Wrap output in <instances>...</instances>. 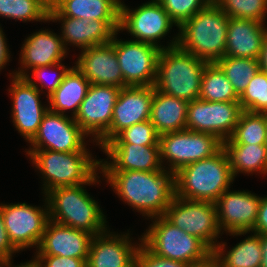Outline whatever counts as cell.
Wrapping results in <instances>:
<instances>
[{"label":"cell","mask_w":267,"mask_h":267,"mask_svg":"<svg viewBox=\"0 0 267 267\" xmlns=\"http://www.w3.org/2000/svg\"><path fill=\"white\" fill-rule=\"evenodd\" d=\"M102 149L108 154L111 163L100 161L102 171H144L163 170L159 146L136 144H105Z\"/></svg>","instance_id":"obj_21"},{"label":"cell","mask_w":267,"mask_h":267,"mask_svg":"<svg viewBox=\"0 0 267 267\" xmlns=\"http://www.w3.org/2000/svg\"><path fill=\"white\" fill-rule=\"evenodd\" d=\"M35 260L39 263L40 267H87V259L74 257L36 255Z\"/></svg>","instance_id":"obj_41"},{"label":"cell","mask_w":267,"mask_h":267,"mask_svg":"<svg viewBox=\"0 0 267 267\" xmlns=\"http://www.w3.org/2000/svg\"><path fill=\"white\" fill-rule=\"evenodd\" d=\"M93 234L49 220L37 255L87 259Z\"/></svg>","instance_id":"obj_20"},{"label":"cell","mask_w":267,"mask_h":267,"mask_svg":"<svg viewBox=\"0 0 267 267\" xmlns=\"http://www.w3.org/2000/svg\"><path fill=\"white\" fill-rule=\"evenodd\" d=\"M66 49L62 38L47 30L29 36L21 50V63L24 68H38L54 65L65 57Z\"/></svg>","instance_id":"obj_26"},{"label":"cell","mask_w":267,"mask_h":267,"mask_svg":"<svg viewBox=\"0 0 267 267\" xmlns=\"http://www.w3.org/2000/svg\"><path fill=\"white\" fill-rule=\"evenodd\" d=\"M136 267H187V264L156 256L141 243L136 255Z\"/></svg>","instance_id":"obj_39"},{"label":"cell","mask_w":267,"mask_h":267,"mask_svg":"<svg viewBox=\"0 0 267 267\" xmlns=\"http://www.w3.org/2000/svg\"><path fill=\"white\" fill-rule=\"evenodd\" d=\"M221 148L222 141L208 133L182 130L159 136L161 165L167 158L174 174L188 164L211 157Z\"/></svg>","instance_id":"obj_9"},{"label":"cell","mask_w":267,"mask_h":267,"mask_svg":"<svg viewBox=\"0 0 267 267\" xmlns=\"http://www.w3.org/2000/svg\"><path fill=\"white\" fill-rule=\"evenodd\" d=\"M176 26L190 19L195 13L201 11L212 0H157Z\"/></svg>","instance_id":"obj_38"},{"label":"cell","mask_w":267,"mask_h":267,"mask_svg":"<svg viewBox=\"0 0 267 267\" xmlns=\"http://www.w3.org/2000/svg\"><path fill=\"white\" fill-rule=\"evenodd\" d=\"M253 231L261 236H267V197H261L258 217Z\"/></svg>","instance_id":"obj_43"},{"label":"cell","mask_w":267,"mask_h":267,"mask_svg":"<svg viewBox=\"0 0 267 267\" xmlns=\"http://www.w3.org/2000/svg\"><path fill=\"white\" fill-rule=\"evenodd\" d=\"M1 213L8 238L19 251L31 246L39 247L49 219L47 209L33 207L26 203L1 204ZM47 210V211H46Z\"/></svg>","instance_id":"obj_13"},{"label":"cell","mask_w":267,"mask_h":267,"mask_svg":"<svg viewBox=\"0 0 267 267\" xmlns=\"http://www.w3.org/2000/svg\"><path fill=\"white\" fill-rule=\"evenodd\" d=\"M49 9L53 8L59 0H40Z\"/></svg>","instance_id":"obj_49"},{"label":"cell","mask_w":267,"mask_h":267,"mask_svg":"<svg viewBox=\"0 0 267 267\" xmlns=\"http://www.w3.org/2000/svg\"><path fill=\"white\" fill-rule=\"evenodd\" d=\"M153 86H126L120 89L108 131L98 140L103 147L124 129L149 120Z\"/></svg>","instance_id":"obj_17"},{"label":"cell","mask_w":267,"mask_h":267,"mask_svg":"<svg viewBox=\"0 0 267 267\" xmlns=\"http://www.w3.org/2000/svg\"><path fill=\"white\" fill-rule=\"evenodd\" d=\"M113 35V47L127 86H154L161 49L140 41H120Z\"/></svg>","instance_id":"obj_11"},{"label":"cell","mask_w":267,"mask_h":267,"mask_svg":"<svg viewBox=\"0 0 267 267\" xmlns=\"http://www.w3.org/2000/svg\"><path fill=\"white\" fill-rule=\"evenodd\" d=\"M0 267H11V261H4V262H0ZM16 267H40L39 263L34 259L31 262L28 263H24L16 266Z\"/></svg>","instance_id":"obj_47"},{"label":"cell","mask_w":267,"mask_h":267,"mask_svg":"<svg viewBox=\"0 0 267 267\" xmlns=\"http://www.w3.org/2000/svg\"><path fill=\"white\" fill-rule=\"evenodd\" d=\"M266 123H267V113H266ZM265 145H266V147H267V137H266Z\"/></svg>","instance_id":"obj_50"},{"label":"cell","mask_w":267,"mask_h":267,"mask_svg":"<svg viewBox=\"0 0 267 267\" xmlns=\"http://www.w3.org/2000/svg\"><path fill=\"white\" fill-rule=\"evenodd\" d=\"M120 89L111 85L90 84L74 120L87 135L95 136L94 140L98 141L110 128Z\"/></svg>","instance_id":"obj_16"},{"label":"cell","mask_w":267,"mask_h":267,"mask_svg":"<svg viewBox=\"0 0 267 267\" xmlns=\"http://www.w3.org/2000/svg\"><path fill=\"white\" fill-rule=\"evenodd\" d=\"M262 254L261 267H267V236H262Z\"/></svg>","instance_id":"obj_48"},{"label":"cell","mask_w":267,"mask_h":267,"mask_svg":"<svg viewBox=\"0 0 267 267\" xmlns=\"http://www.w3.org/2000/svg\"><path fill=\"white\" fill-rule=\"evenodd\" d=\"M102 171L117 195L148 217L163 216L175 196L174 173Z\"/></svg>","instance_id":"obj_1"},{"label":"cell","mask_w":267,"mask_h":267,"mask_svg":"<svg viewBox=\"0 0 267 267\" xmlns=\"http://www.w3.org/2000/svg\"><path fill=\"white\" fill-rule=\"evenodd\" d=\"M5 36L2 32V29L0 27V70L3 69V66L7 64V62L10 59L9 49L7 48V44L5 42Z\"/></svg>","instance_id":"obj_45"},{"label":"cell","mask_w":267,"mask_h":267,"mask_svg":"<svg viewBox=\"0 0 267 267\" xmlns=\"http://www.w3.org/2000/svg\"><path fill=\"white\" fill-rule=\"evenodd\" d=\"M260 70L267 73V29L264 36L263 47L259 56Z\"/></svg>","instance_id":"obj_46"},{"label":"cell","mask_w":267,"mask_h":267,"mask_svg":"<svg viewBox=\"0 0 267 267\" xmlns=\"http://www.w3.org/2000/svg\"><path fill=\"white\" fill-rule=\"evenodd\" d=\"M163 216L187 234L199 238L210 250L216 248L213 240L219 236L220 229L215 203L174 196Z\"/></svg>","instance_id":"obj_8"},{"label":"cell","mask_w":267,"mask_h":267,"mask_svg":"<svg viewBox=\"0 0 267 267\" xmlns=\"http://www.w3.org/2000/svg\"><path fill=\"white\" fill-rule=\"evenodd\" d=\"M33 164L44 176V192L60 187L94 184L100 161L88 152H57L53 150H28Z\"/></svg>","instance_id":"obj_6"},{"label":"cell","mask_w":267,"mask_h":267,"mask_svg":"<svg viewBox=\"0 0 267 267\" xmlns=\"http://www.w3.org/2000/svg\"><path fill=\"white\" fill-rule=\"evenodd\" d=\"M229 18L265 21L267 0H212Z\"/></svg>","instance_id":"obj_36"},{"label":"cell","mask_w":267,"mask_h":267,"mask_svg":"<svg viewBox=\"0 0 267 267\" xmlns=\"http://www.w3.org/2000/svg\"><path fill=\"white\" fill-rule=\"evenodd\" d=\"M187 267H221V261L217 253L211 250L203 258L187 264Z\"/></svg>","instance_id":"obj_44"},{"label":"cell","mask_w":267,"mask_h":267,"mask_svg":"<svg viewBox=\"0 0 267 267\" xmlns=\"http://www.w3.org/2000/svg\"><path fill=\"white\" fill-rule=\"evenodd\" d=\"M216 64L224 72L238 96L243 93L251 78L260 70L259 60L253 58L224 56Z\"/></svg>","instance_id":"obj_33"},{"label":"cell","mask_w":267,"mask_h":267,"mask_svg":"<svg viewBox=\"0 0 267 267\" xmlns=\"http://www.w3.org/2000/svg\"><path fill=\"white\" fill-rule=\"evenodd\" d=\"M85 135L87 134L76 123L74 117L70 119L65 114L48 110L36 135L29 142L33 147L30 150L88 152L84 146Z\"/></svg>","instance_id":"obj_14"},{"label":"cell","mask_w":267,"mask_h":267,"mask_svg":"<svg viewBox=\"0 0 267 267\" xmlns=\"http://www.w3.org/2000/svg\"><path fill=\"white\" fill-rule=\"evenodd\" d=\"M159 134L150 120L136 123L106 144H136L140 146H159Z\"/></svg>","instance_id":"obj_37"},{"label":"cell","mask_w":267,"mask_h":267,"mask_svg":"<svg viewBox=\"0 0 267 267\" xmlns=\"http://www.w3.org/2000/svg\"><path fill=\"white\" fill-rule=\"evenodd\" d=\"M178 36L160 51L154 89L188 102L199 99L204 69L208 62L178 45Z\"/></svg>","instance_id":"obj_2"},{"label":"cell","mask_w":267,"mask_h":267,"mask_svg":"<svg viewBox=\"0 0 267 267\" xmlns=\"http://www.w3.org/2000/svg\"><path fill=\"white\" fill-rule=\"evenodd\" d=\"M234 180L223 148L174 174L175 196L215 203Z\"/></svg>","instance_id":"obj_4"},{"label":"cell","mask_w":267,"mask_h":267,"mask_svg":"<svg viewBox=\"0 0 267 267\" xmlns=\"http://www.w3.org/2000/svg\"><path fill=\"white\" fill-rule=\"evenodd\" d=\"M18 250L10 242L4 226V220L0 208V262L8 261L12 254Z\"/></svg>","instance_id":"obj_42"},{"label":"cell","mask_w":267,"mask_h":267,"mask_svg":"<svg viewBox=\"0 0 267 267\" xmlns=\"http://www.w3.org/2000/svg\"><path fill=\"white\" fill-rule=\"evenodd\" d=\"M0 16L21 21H50L49 8L40 0H0Z\"/></svg>","instance_id":"obj_34"},{"label":"cell","mask_w":267,"mask_h":267,"mask_svg":"<svg viewBox=\"0 0 267 267\" xmlns=\"http://www.w3.org/2000/svg\"><path fill=\"white\" fill-rule=\"evenodd\" d=\"M267 137L266 113L243 110L233 134L222 144L265 145Z\"/></svg>","instance_id":"obj_32"},{"label":"cell","mask_w":267,"mask_h":267,"mask_svg":"<svg viewBox=\"0 0 267 267\" xmlns=\"http://www.w3.org/2000/svg\"><path fill=\"white\" fill-rule=\"evenodd\" d=\"M199 99L210 102H232L239 101V96L221 68L216 63H208L202 76Z\"/></svg>","instance_id":"obj_31"},{"label":"cell","mask_w":267,"mask_h":267,"mask_svg":"<svg viewBox=\"0 0 267 267\" xmlns=\"http://www.w3.org/2000/svg\"><path fill=\"white\" fill-rule=\"evenodd\" d=\"M89 86L90 82L76 66L69 68L59 88L47 97L51 105L49 110L63 115L66 110H73L75 117Z\"/></svg>","instance_id":"obj_28"},{"label":"cell","mask_w":267,"mask_h":267,"mask_svg":"<svg viewBox=\"0 0 267 267\" xmlns=\"http://www.w3.org/2000/svg\"><path fill=\"white\" fill-rule=\"evenodd\" d=\"M242 110L267 113V73L259 70L239 96Z\"/></svg>","instance_id":"obj_35"},{"label":"cell","mask_w":267,"mask_h":267,"mask_svg":"<svg viewBox=\"0 0 267 267\" xmlns=\"http://www.w3.org/2000/svg\"><path fill=\"white\" fill-rule=\"evenodd\" d=\"M120 0H59L49 9V16L103 20L114 32H119Z\"/></svg>","instance_id":"obj_24"},{"label":"cell","mask_w":267,"mask_h":267,"mask_svg":"<svg viewBox=\"0 0 267 267\" xmlns=\"http://www.w3.org/2000/svg\"><path fill=\"white\" fill-rule=\"evenodd\" d=\"M49 20H62L63 34L61 38L66 50L68 43L79 46L82 50L107 44L115 34L103 20L78 19L66 16H49Z\"/></svg>","instance_id":"obj_25"},{"label":"cell","mask_w":267,"mask_h":267,"mask_svg":"<svg viewBox=\"0 0 267 267\" xmlns=\"http://www.w3.org/2000/svg\"><path fill=\"white\" fill-rule=\"evenodd\" d=\"M233 177L238 172L267 173V147L255 144H222Z\"/></svg>","instance_id":"obj_29"},{"label":"cell","mask_w":267,"mask_h":267,"mask_svg":"<svg viewBox=\"0 0 267 267\" xmlns=\"http://www.w3.org/2000/svg\"><path fill=\"white\" fill-rule=\"evenodd\" d=\"M24 70L14 73L10 94L13 99L12 118L18 132L31 141L36 135L45 113L49 110L41 105L40 89Z\"/></svg>","instance_id":"obj_12"},{"label":"cell","mask_w":267,"mask_h":267,"mask_svg":"<svg viewBox=\"0 0 267 267\" xmlns=\"http://www.w3.org/2000/svg\"><path fill=\"white\" fill-rule=\"evenodd\" d=\"M76 68L90 84L111 85L124 88L123 75L112 40L103 45L92 46L81 51Z\"/></svg>","instance_id":"obj_19"},{"label":"cell","mask_w":267,"mask_h":267,"mask_svg":"<svg viewBox=\"0 0 267 267\" xmlns=\"http://www.w3.org/2000/svg\"><path fill=\"white\" fill-rule=\"evenodd\" d=\"M188 101L154 89L149 120L159 135L186 130Z\"/></svg>","instance_id":"obj_27"},{"label":"cell","mask_w":267,"mask_h":267,"mask_svg":"<svg viewBox=\"0 0 267 267\" xmlns=\"http://www.w3.org/2000/svg\"><path fill=\"white\" fill-rule=\"evenodd\" d=\"M242 111L239 101L195 99L188 103L186 130L215 135L224 142L233 134Z\"/></svg>","instance_id":"obj_10"},{"label":"cell","mask_w":267,"mask_h":267,"mask_svg":"<svg viewBox=\"0 0 267 267\" xmlns=\"http://www.w3.org/2000/svg\"><path fill=\"white\" fill-rule=\"evenodd\" d=\"M266 29L263 22L229 18L224 56L259 59Z\"/></svg>","instance_id":"obj_23"},{"label":"cell","mask_w":267,"mask_h":267,"mask_svg":"<svg viewBox=\"0 0 267 267\" xmlns=\"http://www.w3.org/2000/svg\"><path fill=\"white\" fill-rule=\"evenodd\" d=\"M229 17L211 1L178 28L177 45L208 63H216L226 50Z\"/></svg>","instance_id":"obj_3"},{"label":"cell","mask_w":267,"mask_h":267,"mask_svg":"<svg viewBox=\"0 0 267 267\" xmlns=\"http://www.w3.org/2000/svg\"><path fill=\"white\" fill-rule=\"evenodd\" d=\"M225 244H218L214 251L219 256L221 267H261L262 264V236L254 233L234 246L230 251L223 252Z\"/></svg>","instance_id":"obj_30"},{"label":"cell","mask_w":267,"mask_h":267,"mask_svg":"<svg viewBox=\"0 0 267 267\" xmlns=\"http://www.w3.org/2000/svg\"><path fill=\"white\" fill-rule=\"evenodd\" d=\"M105 233L93 236L87 267H136L139 246L131 245L128 234L118 236Z\"/></svg>","instance_id":"obj_22"},{"label":"cell","mask_w":267,"mask_h":267,"mask_svg":"<svg viewBox=\"0 0 267 267\" xmlns=\"http://www.w3.org/2000/svg\"><path fill=\"white\" fill-rule=\"evenodd\" d=\"M175 22L157 1L147 2L137 9H128L121 2L119 31L126 29L132 36L140 41L159 47L157 40L165 36Z\"/></svg>","instance_id":"obj_15"},{"label":"cell","mask_w":267,"mask_h":267,"mask_svg":"<svg viewBox=\"0 0 267 267\" xmlns=\"http://www.w3.org/2000/svg\"><path fill=\"white\" fill-rule=\"evenodd\" d=\"M61 62L56 63L54 65H46V66H42V67H38V68H33L32 69V76L37 80L40 81L41 83V87H47V92H48V97L56 90L59 88V86L61 85V82L63 81V78L65 76V74L67 73V71L69 70L68 68H66L64 65L60 64ZM51 67H57L59 68V70L61 71L59 74L56 73L57 75L54 77L53 81L51 84H47L45 83V79H44V75L46 74V70L50 69ZM44 83V84H43Z\"/></svg>","instance_id":"obj_40"},{"label":"cell","mask_w":267,"mask_h":267,"mask_svg":"<svg viewBox=\"0 0 267 267\" xmlns=\"http://www.w3.org/2000/svg\"><path fill=\"white\" fill-rule=\"evenodd\" d=\"M226 190L215 202L217 223L232 235H243L254 229L261 198L246 191Z\"/></svg>","instance_id":"obj_18"},{"label":"cell","mask_w":267,"mask_h":267,"mask_svg":"<svg viewBox=\"0 0 267 267\" xmlns=\"http://www.w3.org/2000/svg\"><path fill=\"white\" fill-rule=\"evenodd\" d=\"M83 185L60 186L46 192L49 219L93 235L106 232V221L97 202Z\"/></svg>","instance_id":"obj_5"},{"label":"cell","mask_w":267,"mask_h":267,"mask_svg":"<svg viewBox=\"0 0 267 267\" xmlns=\"http://www.w3.org/2000/svg\"><path fill=\"white\" fill-rule=\"evenodd\" d=\"M154 218L153 225L140 239L154 255L189 264L211 251L199 238L187 234L164 216Z\"/></svg>","instance_id":"obj_7"}]
</instances>
